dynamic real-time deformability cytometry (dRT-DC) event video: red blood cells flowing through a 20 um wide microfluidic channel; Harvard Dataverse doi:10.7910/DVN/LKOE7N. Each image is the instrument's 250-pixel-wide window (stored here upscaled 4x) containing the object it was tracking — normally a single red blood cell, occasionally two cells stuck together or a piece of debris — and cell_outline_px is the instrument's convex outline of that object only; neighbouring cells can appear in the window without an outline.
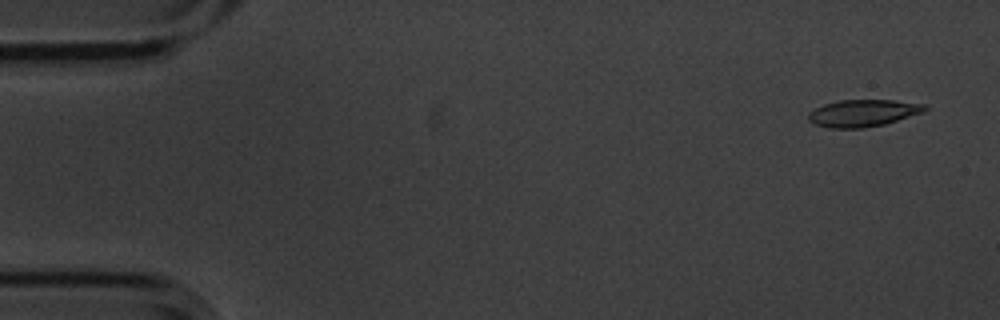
{"species": "common noctule bat (a hibernating species)", "species_latin": "Nyctalus noctula", "temperature_condition": "cold", "stored_images_in_passage": 17, "camera_frame_rate_fps": 3000, "um_per_image_px": 0.085, "animal": {"sex": "male", "body_mass_g": 20.1, "forearm_length_mm": 53.5}, "frame": {"image": 1, "passage_image": 3, "time_ms": 0.667, "image_size_px": [1000, 320], "cell_outline_px": [[928, 108], [924, 112], [884, 124], [864, 128], [828, 128], [816, 124], [808, 120], [808, 112], [824, 104], [840, 100], [892, 100], [928, 104]], "centroid_in_image_um": [73.38, 9.61], "position_along_channel_um": 11.6, "area_um2": 18.38}}